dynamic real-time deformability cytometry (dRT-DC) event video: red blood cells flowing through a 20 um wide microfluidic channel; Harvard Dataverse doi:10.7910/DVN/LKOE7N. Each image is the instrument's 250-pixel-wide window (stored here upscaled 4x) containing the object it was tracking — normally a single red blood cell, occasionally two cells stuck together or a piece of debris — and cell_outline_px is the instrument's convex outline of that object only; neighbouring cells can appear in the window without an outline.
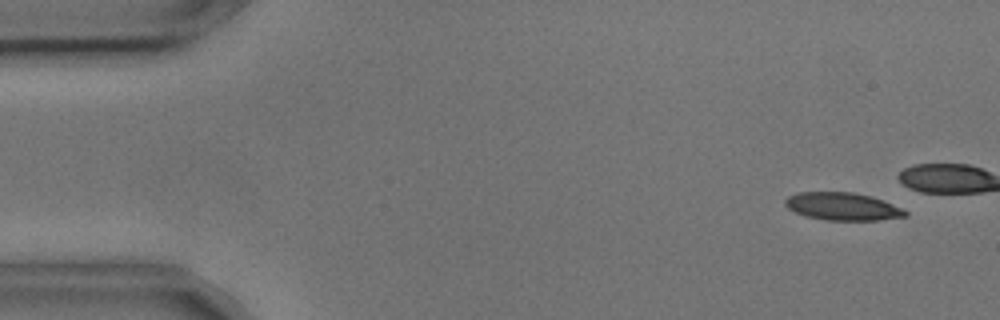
{"species": "common noctule bat (a hibernating species)", "species_latin": "Nyctalus noctula", "temperature_condition": "cold", "stored_images_in_passage": 6, "camera_frame_rate_fps": 3000, "um_per_image_px": 0.085, "animal": {"sex": "male", "body_mass_g": 17.9, "forearm_length_mm": 54.2}, "frame": {"image": 1, "passage_image": 1, "time_ms": 0.0, "image_size_px": [1000, 320], "cell_outline_px": [[908, 216], [876, 220], [828, 220], [804, 216], [788, 208], [784, 204], [784, 200], [788, 196], [800, 192], [852, 192], [872, 196], [900, 208], [908, 212]], "centroid_in_image_um": [71.59, 17.54], "position_along_channel_um": 13.4, "area_um2": 19.25}}